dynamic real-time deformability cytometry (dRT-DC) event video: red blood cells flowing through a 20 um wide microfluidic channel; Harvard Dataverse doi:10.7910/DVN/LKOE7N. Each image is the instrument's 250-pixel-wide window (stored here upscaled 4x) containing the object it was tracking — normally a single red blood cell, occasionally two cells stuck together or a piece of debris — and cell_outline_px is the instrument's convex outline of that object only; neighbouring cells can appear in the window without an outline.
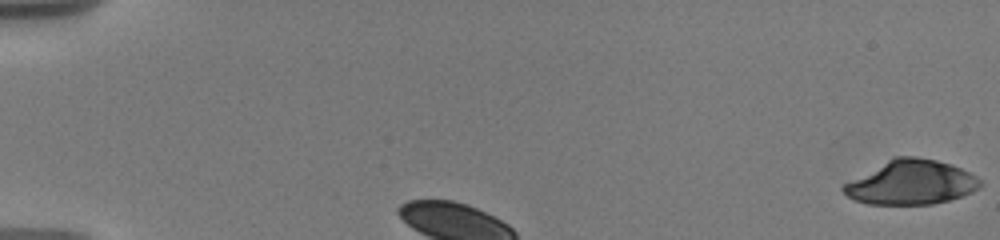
{"species": "human", "species_latin": "Homo sapiens", "temperature_condition": "warm", "stored_images_in_passage": 33, "camera_frame_rate_fps": 3000, "um_per_image_px": 0.085, "donor": {"sex": "male"}, "frame": {"image": 1, "passage_image": 1, "time_ms": 0.0, "image_size_px": [1000, 240], "cell_outline_px": [[980, 184], [972, 192], [948, 200], [932, 204], [868, 204], [856, 200], [848, 196], [840, 188], [844, 184], [892, 156], [916, 156], [936, 160], [952, 164], [976, 176], [980, 180]], "centroid_in_image_um": [77.42, 15.49], "position_along_channel_um": 7.6, "area_um2": 35.03}}
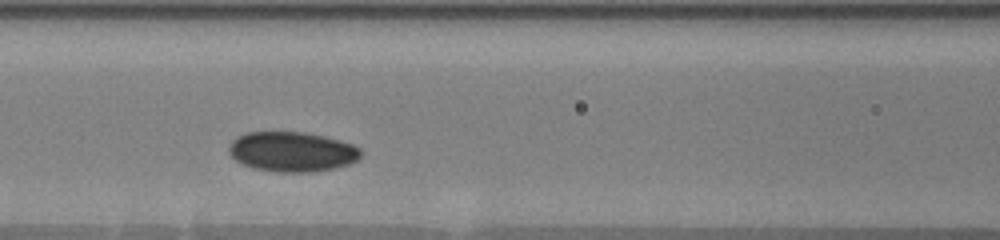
{"frame": {"image": 2, "passage_image": 13, "time_ms": 3.667, "image_size_px": [1000, 240], "cell_outline_px": [[364, 152], [356, 160], [348, 164], [336, 168], [316, 172], [276, 172], [252, 168], [236, 160], [228, 152], [228, 148], [232, 140], [236, 136], [244, 132], [304, 132], [324, 136], [352, 144], [360, 148]], "centroid_in_image_um": [24.82, 12.9], "position_along_channel_um": 141.8, "area_um2": 30.92}}
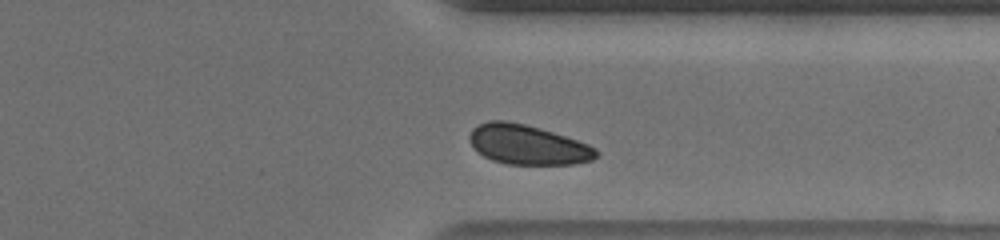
{"frame": {"image": 3, "passage_image": 28, "time_ms": 10.0, "image_size_px": [1000, 240], "cell_outline_px": [[600, 152], [592, 160], [576, 164], [508, 164], [492, 160], [484, 156], [468, 140], [468, 136], [472, 128], [488, 120], [508, 120], [540, 128], [588, 144], [596, 148]], "centroid_in_image_um": [44.85, 12.29], "position_along_channel_um": 366.6, "area_um2": 29.19}, "authors_computed_cell_mechanics": {"area_um2": 30.1716, "velocity_mm_per_s": 3.5407, "shape_relaxation_time_tau1_ms": 2.3099, "shape_relaxation_time_tau2_ms": null, "deformation_change_tau1": 0.0357, "deformation_change_tau2": null}}